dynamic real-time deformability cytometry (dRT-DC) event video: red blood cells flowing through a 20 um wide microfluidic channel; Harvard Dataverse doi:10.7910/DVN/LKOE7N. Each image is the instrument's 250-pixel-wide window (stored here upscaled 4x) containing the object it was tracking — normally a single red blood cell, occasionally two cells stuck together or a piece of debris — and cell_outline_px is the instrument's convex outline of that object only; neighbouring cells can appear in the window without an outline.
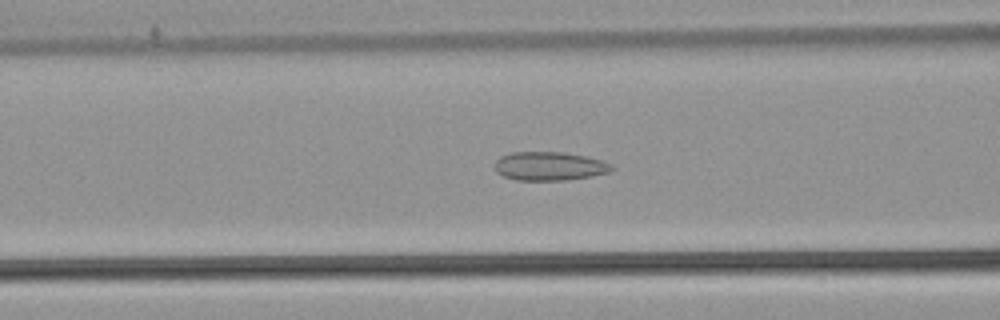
{"species": "common noctule bat (a hibernating species)", "species_latin": "Nyctalus noctula", "temperature_condition": "warm", "stored_images_in_passage": 53, "camera_frame_rate_fps": 3000, "um_per_image_px": 0.085, "animal": {"sex": "male", "body_mass_g": 21.5, "forearm_length_mm": 52.0}, "frame": {"image": 1, "passage_image": 22, "time_ms": 7.0, "image_size_px": [1000, 320], "cell_outline_px": [[616, 168], [608, 172], [592, 176], [568, 180], [516, 180], [504, 176], [496, 172], [496, 160], [500, 156], [512, 152], [560, 152], [584, 156], [600, 160], [612, 164]], "centroid_in_image_um": [46.71, 14.13], "position_along_channel_um": 119.9, "area_um2": 19.48}}
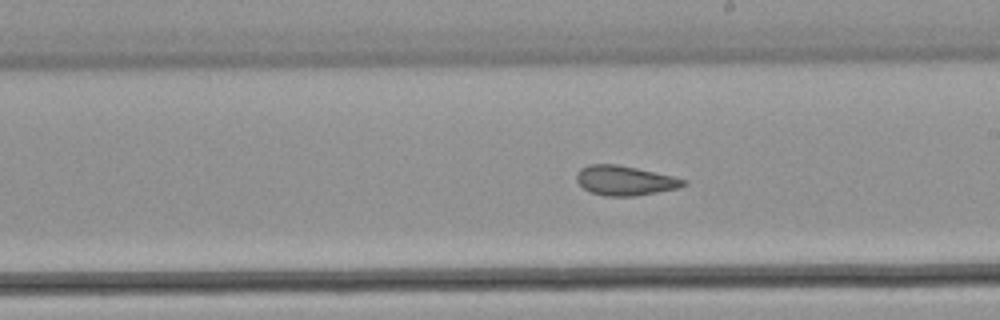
{"frame": {"image": 2, "passage_image": 31, "time_ms": 10.0, "image_size_px": [1000, 320], "cell_outline_px": [[688, 184], [680, 188], [636, 196], [604, 196], [592, 192], [584, 188], [576, 180], [576, 176], [580, 168], [588, 164], [616, 164], [636, 168], [672, 176], [688, 180]], "centroid_in_image_um": [53.14, 15.35], "position_along_channel_um": 235.9, "area_um2": 18.5}}
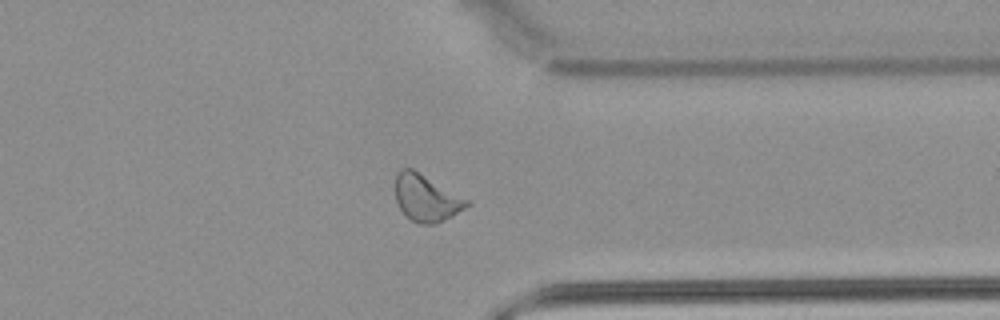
{"frame": {"image": 3, "passage_image": 42, "time_ms": 13.667, "image_size_px": [1000, 320], "cell_outline_px": [[472, 204], [452, 216], [436, 224], [420, 224], [412, 220], [400, 208], [396, 200], [396, 172], [400, 168], [412, 168], [472, 200]], "centroid_in_image_um": [36.29, 16.81], "position_along_channel_um": 375.1, "area_um2": 19.71}, "authors_computed_cell_mechanics": {"area_um2": 20.3456, "velocity_mm_per_s": 3.8772, "shape_relaxation_time_tau1_ms": null, "shape_relaxation_time_tau2_ms": 1.5106, "deformation_change_tau1": null, "deformation_change_tau2": 0.0824}}